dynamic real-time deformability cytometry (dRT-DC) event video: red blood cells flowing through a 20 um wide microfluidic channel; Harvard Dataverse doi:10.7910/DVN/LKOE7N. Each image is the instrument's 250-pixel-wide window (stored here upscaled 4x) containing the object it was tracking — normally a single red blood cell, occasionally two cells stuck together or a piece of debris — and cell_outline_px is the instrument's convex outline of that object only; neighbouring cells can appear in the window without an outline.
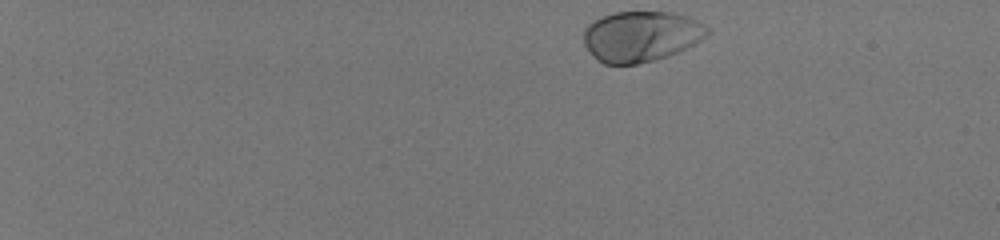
{"species": "human", "species_latin": "Homo sapiens", "temperature_condition": "room temperature", "stored_images_in_passage": 45, "camera_frame_rate_fps": 3000, "um_per_image_px": 0.085, "donor": {"sex": "male"}, "frame": {"image": 1, "passage_image": 1, "time_ms": 0.0, "image_size_px": [1000, 240], "cell_outline_px": [[712, 32], [700, 40], [668, 56], [636, 64], [604, 64], [596, 60], [592, 56], [584, 44], [584, 28], [588, 24], [604, 16], [616, 12], [672, 12], [688, 16], [712, 28]], "centroid_in_image_um": [54.5, 3.08], "position_along_channel_um": 30.5, "area_um2": 36.47}}
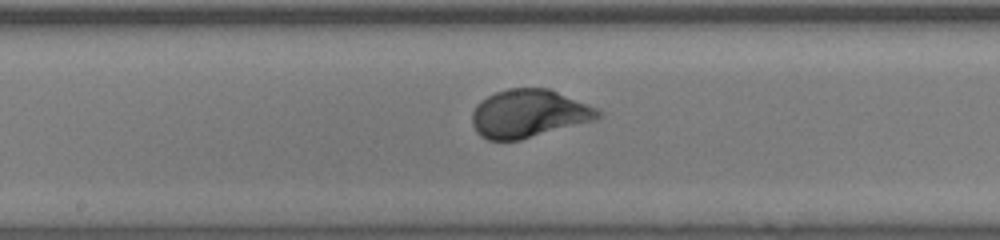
{"frame": {"image": 2, "passage_image": 25, "time_ms": 8.0, "image_size_px": [1000, 240], "cell_outline_px": [[604, 116], [596, 120], [520, 140], [488, 140], [480, 136], [476, 132], [472, 124], [472, 112], [476, 104], [480, 100], [496, 92], [508, 88], [548, 88], [596, 108], [604, 112]], "centroid_in_image_um": [44.94, 9.66], "position_along_channel_um": 203.3, "area_um2": 35.37}}
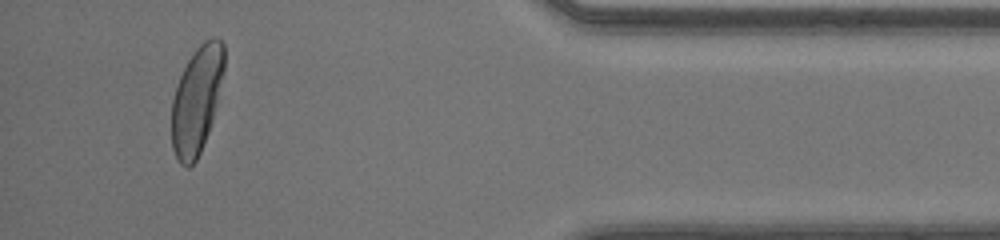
{"frame": {"image": 3, "passage_image": 43, "time_ms": 14.0, "image_size_px": [1000, 240], "cell_outline_px": [[224, 68], [212, 120], [208, 132], [200, 152], [196, 160], [188, 168], [180, 164], [172, 148], [172, 100], [180, 76], [188, 60], [196, 48], [204, 40], [212, 36], [216, 36], [224, 44]], "centroid_in_image_um": [16.71, 8.48], "position_along_channel_um": 418.5, "area_um2": 32.37}, "authors_computed_cell_mechanics": {"area_um2": 35.3158, "velocity_mm_per_s": 4.0937, "shape_relaxation_time_tau1_ms": 1.8256, "shape_relaxation_time_tau2_ms": null, "deformation_change_tau1": 0.1648, "deformation_change_tau2": null}}